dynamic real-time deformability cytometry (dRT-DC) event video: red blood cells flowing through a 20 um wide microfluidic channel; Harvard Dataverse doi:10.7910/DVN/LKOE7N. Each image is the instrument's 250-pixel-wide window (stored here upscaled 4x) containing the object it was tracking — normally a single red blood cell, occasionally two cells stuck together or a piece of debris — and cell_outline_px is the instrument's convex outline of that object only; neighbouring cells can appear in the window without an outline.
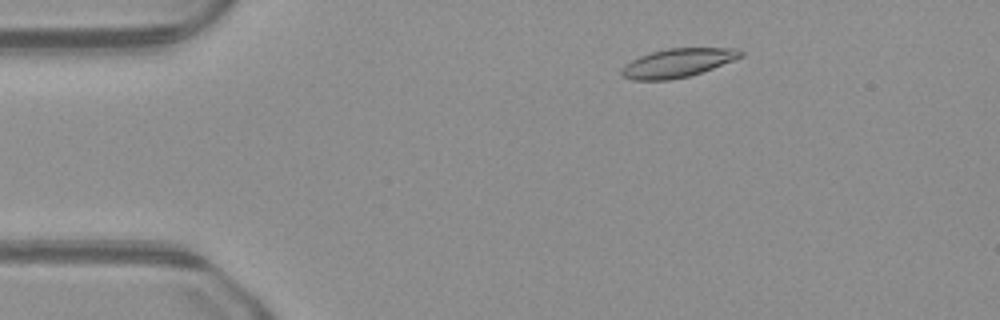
{"species": "common noctule bat (a hibernating species)", "species_latin": "Nyctalus noctula", "temperature_condition": "warm", "stored_images_in_passage": 48, "camera_frame_rate_fps": 3000, "um_per_image_px": 0.085, "animal": {"sex": "male", "body_mass_g": 23.1, "forearm_length_mm": 52.7}, "frame": {"image": 1, "passage_image": 7, "time_ms": 2.0, "image_size_px": [1000, 320], "cell_outline_px": [[744, 56], [712, 68], [688, 76], [668, 80], [632, 80], [624, 76], [620, 72], [624, 64], [640, 56], [652, 52], [668, 48], [736, 48], [744, 52]], "centroid_in_image_um": [57.6, 5.34], "position_along_channel_um": 27.4, "area_um2": 19.71}}
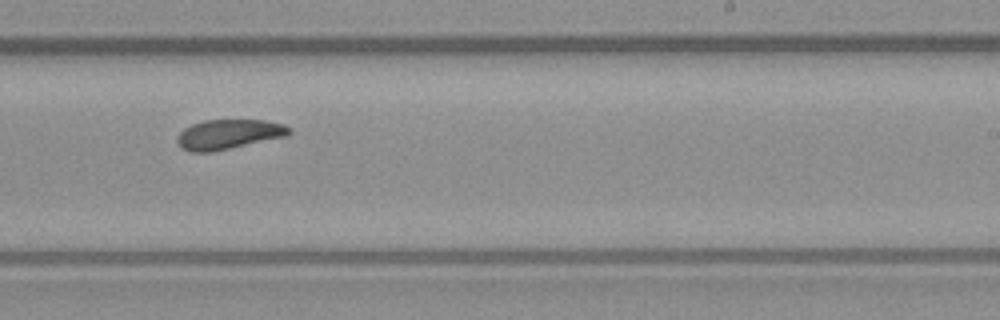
{"frame": {"image": 2, "passage_image": 29, "time_ms": 9.333, "image_size_px": [1000, 320], "cell_outline_px": [[292, 132], [288, 136], [212, 152], [192, 152], [180, 148], [176, 140], [176, 136], [184, 128], [192, 124], [204, 120], [264, 120], [284, 124], [292, 128]], "centroid_in_image_um": [19.44, 11.42], "position_along_channel_um": 269.6, "area_um2": 19.65}}
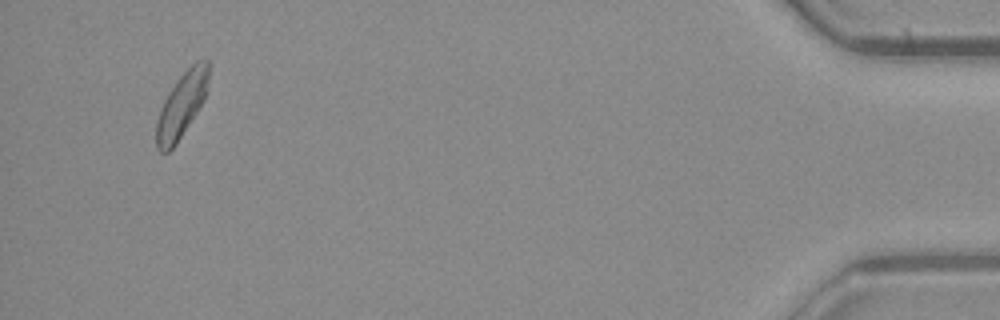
{"frame": {"image": 3, "passage_image": 46, "time_ms": 15.0, "image_size_px": [1000, 320], "cell_outline_px": [[208, 88], [204, 100], [176, 144], [168, 152], [160, 152], [156, 148], [156, 120], [160, 108], [168, 92], [176, 80], [196, 60], [208, 60]], "centroid_in_image_um": [15.42, 8.93], "position_along_channel_um": 419.8, "area_um2": 19.71}}